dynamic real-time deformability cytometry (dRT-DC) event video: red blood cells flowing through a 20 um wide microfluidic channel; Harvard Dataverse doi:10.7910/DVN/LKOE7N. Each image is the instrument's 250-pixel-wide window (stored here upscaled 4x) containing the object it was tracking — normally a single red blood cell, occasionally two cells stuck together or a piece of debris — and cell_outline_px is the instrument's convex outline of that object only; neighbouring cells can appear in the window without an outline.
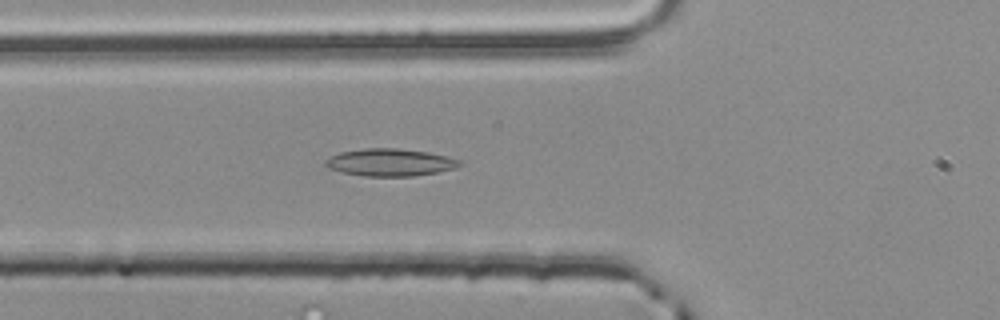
{"species": "common noctule bat (a hibernating species)", "species_latin": "Nyctalus noctula", "temperature_condition": "room temperature", "stored_images_in_passage": 42, "camera_frame_rate_fps": 3000, "um_per_image_px": 0.085, "animal": {"sex": "male", "body_mass_g": 20.4}, "frame": {"image": 1, "passage_image": 8, "time_ms": 2.333, "image_size_px": [1000, 320], "cell_outline_px": [[464, 164], [456, 168], [416, 176], [364, 176], [340, 172], [328, 168], [324, 164], [324, 160], [340, 152], [364, 148], [396, 148], [428, 152], [460, 160]], "centroid_in_image_um": [33.14, 13.81], "position_along_channel_um": 92.7, "area_um2": 21.44}}
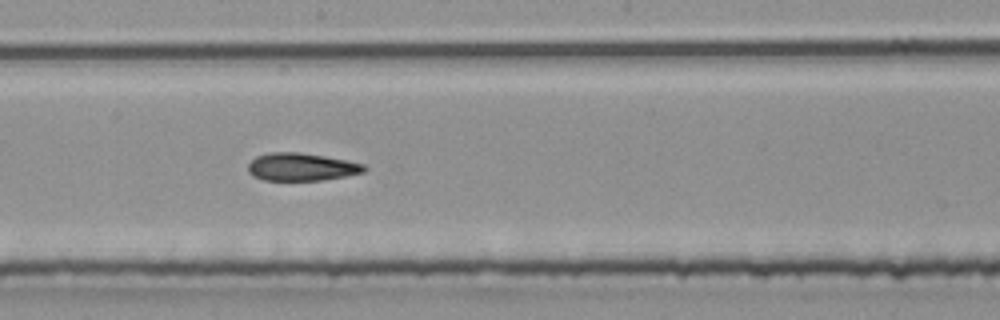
{"frame": {"image": 2, "passage_image": 18, "time_ms": 5.667, "image_size_px": [1000, 320], "cell_outline_px": [[368, 168], [364, 172], [324, 180], [264, 180], [252, 176], [248, 172], [248, 164], [256, 156], [272, 152], [300, 152], [324, 156], [364, 164]], "centroid_in_image_um": [25.6, 14.19], "position_along_channel_um": 222.6, "area_um2": 18.73}}
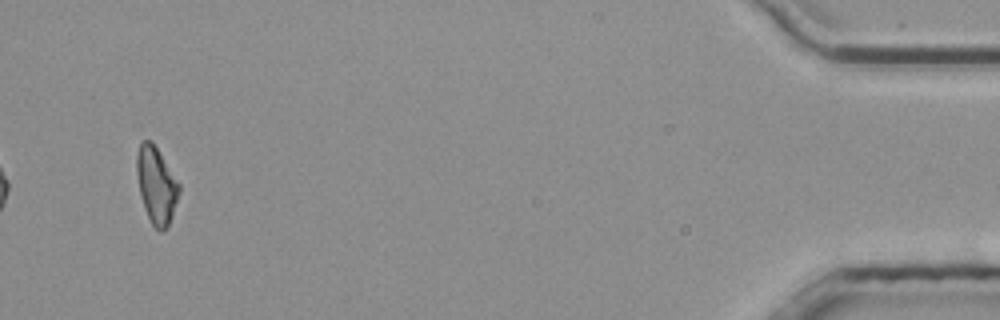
{"frame": {"image": 3, "passage_image": 40, "time_ms": 13.0, "image_size_px": [1000, 320], "cell_outline_px": [[180, 192], [172, 216], [164, 232], [160, 232], [152, 224], [144, 208], [140, 192], [136, 172], [136, 156], [140, 140], [152, 140], [180, 184]], "centroid_in_image_um": [13.29, 15.71], "position_along_channel_um": 421.9, "area_um2": 18.96}, "authors_computed_cell_mechanics": {"area_um2": 19.2185, "velocity_mm_per_s": 3.8745, "shape_relaxation_time_tau1_ms": null, "shape_relaxation_time_tau2_ms": 9.6434, "deformation_change_tau1": null, "deformation_change_tau2": 0.2309}}